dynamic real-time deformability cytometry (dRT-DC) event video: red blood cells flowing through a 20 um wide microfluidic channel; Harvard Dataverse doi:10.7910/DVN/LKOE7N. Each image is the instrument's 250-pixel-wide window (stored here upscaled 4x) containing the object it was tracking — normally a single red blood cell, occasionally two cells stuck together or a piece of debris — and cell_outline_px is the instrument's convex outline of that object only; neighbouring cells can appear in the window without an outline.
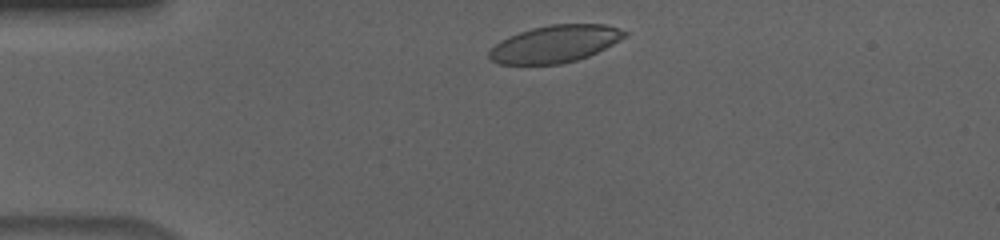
{"species": "human", "species_latin": "Homo sapiens", "temperature_condition": "cold", "stored_images_in_passage": 38, "camera_frame_rate_fps": 3000, "um_per_image_px": 0.085, "donor": {"sex": "male"}, "frame": {"image": 1, "passage_image": 3, "time_ms": 0.667, "image_size_px": [1000, 240], "cell_outline_px": [[628, 36], [588, 56], [576, 60], [560, 64], [496, 64], [488, 60], [488, 52], [500, 40], [508, 36], [532, 28], [552, 24], [604, 24], [628, 32]], "centroid_in_image_um": [47.13, 3.74], "position_along_channel_um": 37.9, "area_um2": 29.3}}
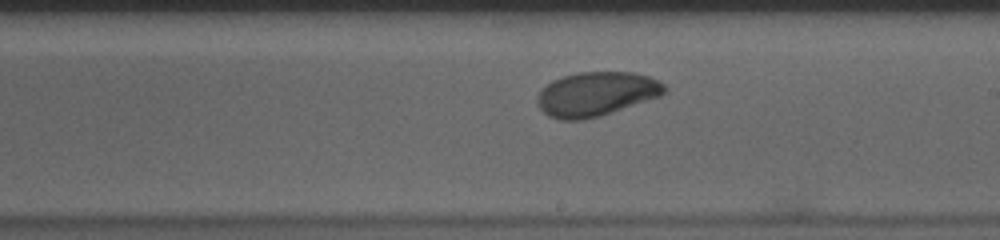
{"frame": {"image": 2, "passage_image": 23, "time_ms": 7.333, "image_size_px": [1000, 240], "cell_outline_px": [[668, 88], [660, 96], [600, 116], [584, 120], [560, 120], [548, 116], [540, 108], [536, 100], [536, 96], [552, 80], [564, 76], [580, 72], [632, 72], [648, 76], [664, 84]], "centroid_in_image_um": [50.67, 8.0], "position_along_channel_um": 238.3, "area_um2": 32.6}}
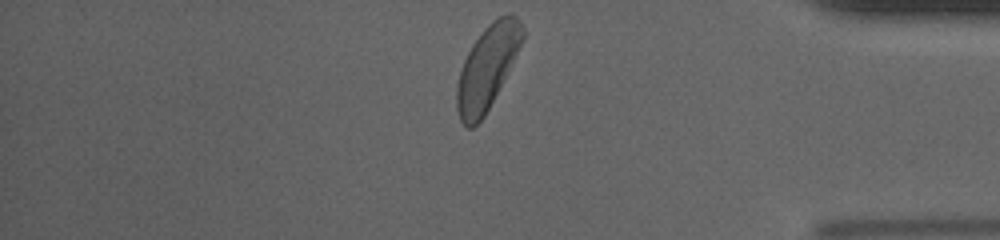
{"frame": {"image": 3, "passage_image": 38, "time_ms": 12.333, "image_size_px": [1000, 240], "cell_outline_px": [[524, 36], [508, 72], [484, 116], [472, 128], [468, 128], [460, 120], [456, 108], [456, 84], [460, 68], [472, 44], [484, 28], [492, 20], [508, 12], [516, 16], [524, 32]], "centroid_in_image_um": [41.38, 5.73], "position_along_channel_um": 393.8, "area_um2": 31.67}, "authors_computed_cell_mechanics": {"area_um2": 32.0501, "velocity_mm_per_s": 3.6067, "shape_relaxation_time_tau1_ms": 3.131, "shape_relaxation_time_tau2_ms": null, "deformation_change_tau1": 0.1299, "deformation_change_tau2": null}}